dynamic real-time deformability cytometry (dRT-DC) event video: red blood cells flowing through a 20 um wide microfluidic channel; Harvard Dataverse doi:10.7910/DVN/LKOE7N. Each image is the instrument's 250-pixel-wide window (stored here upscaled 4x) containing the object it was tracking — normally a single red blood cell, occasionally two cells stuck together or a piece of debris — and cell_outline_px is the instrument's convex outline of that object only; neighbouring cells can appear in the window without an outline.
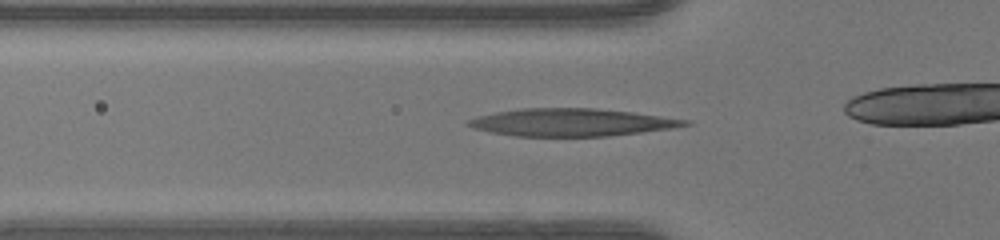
{"species": "human", "species_latin": "Homo sapiens", "temperature_condition": "warm", "stored_images_in_passage": 34, "camera_frame_rate_fps": 3000, "um_per_image_px": 0.085, "donor": {"sex": "female"}, "frame": {"image": 1, "passage_image": 12, "time_ms": 3.667, "image_size_px": [1000, 240], "cell_outline_px": [[692, 124], [672, 128], [608, 136], [516, 136], [492, 132], [472, 128], [464, 124], [464, 120], [476, 116], [496, 112], [520, 108], [596, 108], [632, 112], [692, 120]], "centroid_in_image_um": [48.54, 10.39], "position_along_channel_um": 77.3, "area_um2": 34.97}}
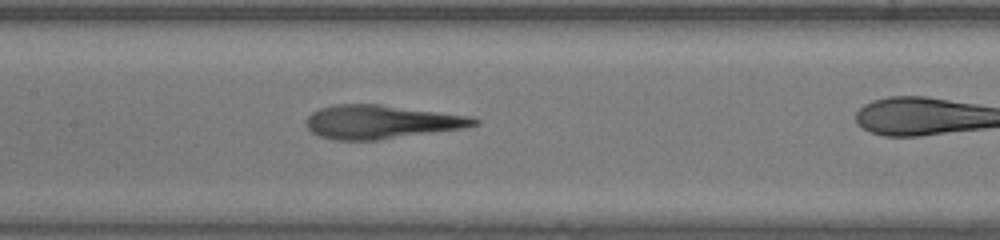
{"frame": {"image": 2, "passage_image": 19, "time_ms": 6.0, "image_size_px": [1000, 240], "cell_outline_px": [[480, 124], [464, 128], [380, 140], [336, 140], [320, 136], [312, 132], [308, 128], [308, 116], [312, 112], [320, 108], [332, 104], [380, 104], [468, 116], [480, 120]], "centroid_in_image_um": [32.41, 10.36], "position_along_channel_um": 175.0, "area_um2": 32.77}}
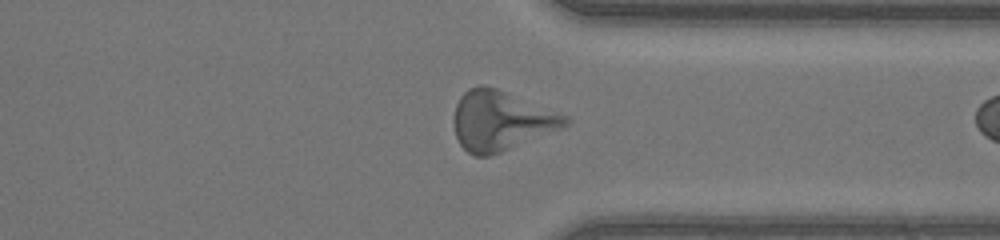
{"frame": {"image": 3, "passage_image": 33, "time_ms": 10.667, "image_size_px": [1000, 240], "cell_outline_px": [[572, 120], [564, 128], [500, 152], [488, 156], [476, 156], [468, 152], [460, 144], [456, 136], [452, 124], [452, 116], [456, 104], [460, 96], [468, 88], [480, 84], [484, 84], [496, 88], [568, 116]], "centroid_in_image_um": [42.55, 10.25], "position_along_channel_um": 368.8, "area_um2": 38.84}}